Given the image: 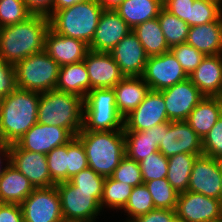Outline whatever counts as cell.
I'll use <instances>...</instances> for the list:
<instances>
[{
	"label": "cell",
	"mask_w": 222,
	"mask_h": 222,
	"mask_svg": "<svg viewBox=\"0 0 222 222\" xmlns=\"http://www.w3.org/2000/svg\"><path fill=\"white\" fill-rule=\"evenodd\" d=\"M50 28L48 17L32 15L26 21L0 28V56L16 64L44 51L45 35Z\"/></svg>",
	"instance_id": "1"
},
{
	"label": "cell",
	"mask_w": 222,
	"mask_h": 222,
	"mask_svg": "<svg viewBox=\"0 0 222 222\" xmlns=\"http://www.w3.org/2000/svg\"><path fill=\"white\" fill-rule=\"evenodd\" d=\"M40 93L16 88L0 100V140L16 143L37 123Z\"/></svg>",
	"instance_id": "2"
},
{
	"label": "cell",
	"mask_w": 222,
	"mask_h": 222,
	"mask_svg": "<svg viewBox=\"0 0 222 222\" xmlns=\"http://www.w3.org/2000/svg\"><path fill=\"white\" fill-rule=\"evenodd\" d=\"M84 98L50 90L40 93L37 122L67 129L74 137L83 128Z\"/></svg>",
	"instance_id": "3"
},
{
	"label": "cell",
	"mask_w": 222,
	"mask_h": 222,
	"mask_svg": "<svg viewBox=\"0 0 222 222\" xmlns=\"http://www.w3.org/2000/svg\"><path fill=\"white\" fill-rule=\"evenodd\" d=\"M83 144L90 169L110 177L125 154L123 131H80L76 136Z\"/></svg>",
	"instance_id": "4"
},
{
	"label": "cell",
	"mask_w": 222,
	"mask_h": 222,
	"mask_svg": "<svg viewBox=\"0 0 222 222\" xmlns=\"http://www.w3.org/2000/svg\"><path fill=\"white\" fill-rule=\"evenodd\" d=\"M104 9L96 0H87L56 11L50 28L57 34L79 39L90 45Z\"/></svg>",
	"instance_id": "5"
},
{
	"label": "cell",
	"mask_w": 222,
	"mask_h": 222,
	"mask_svg": "<svg viewBox=\"0 0 222 222\" xmlns=\"http://www.w3.org/2000/svg\"><path fill=\"white\" fill-rule=\"evenodd\" d=\"M124 118L116 108L113 88L92 89L84 98L81 131H123Z\"/></svg>",
	"instance_id": "6"
},
{
	"label": "cell",
	"mask_w": 222,
	"mask_h": 222,
	"mask_svg": "<svg viewBox=\"0 0 222 222\" xmlns=\"http://www.w3.org/2000/svg\"><path fill=\"white\" fill-rule=\"evenodd\" d=\"M15 69L19 89L42 93L56 88L60 66L45 51L18 61Z\"/></svg>",
	"instance_id": "7"
},
{
	"label": "cell",
	"mask_w": 222,
	"mask_h": 222,
	"mask_svg": "<svg viewBox=\"0 0 222 222\" xmlns=\"http://www.w3.org/2000/svg\"><path fill=\"white\" fill-rule=\"evenodd\" d=\"M63 218L96 221L102 211L95 192L78 190L69 181L56 184Z\"/></svg>",
	"instance_id": "8"
},
{
	"label": "cell",
	"mask_w": 222,
	"mask_h": 222,
	"mask_svg": "<svg viewBox=\"0 0 222 222\" xmlns=\"http://www.w3.org/2000/svg\"><path fill=\"white\" fill-rule=\"evenodd\" d=\"M141 77L153 91H162L189 78L171 51L148 57Z\"/></svg>",
	"instance_id": "9"
},
{
	"label": "cell",
	"mask_w": 222,
	"mask_h": 222,
	"mask_svg": "<svg viewBox=\"0 0 222 222\" xmlns=\"http://www.w3.org/2000/svg\"><path fill=\"white\" fill-rule=\"evenodd\" d=\"M20 207L24 222H60L63 219L56 185L35 188Z\"/></svg>",
	"instance_id": "10"
},
{
	"label": "cell",
	"mask_w": 222,
	"mask_h": 222,
	"mask_svg": "<svg viewBox=\"0 0 222 222\" xmlns=\"http://www.w3.org/2000/svg\"><path fill=\"white\" fill-rule=\"evenodd\" d=\"M175 213L182 222H215L222 219V200L185 191L179 193Z\"/></svg>",
	"instance_id": "11"
},
{
	"label": "cell",
	"mask_w": 222,
	"mask_h": 222,
	"mask_svg": "<svg viewBox=\"0 0 222 222\" xmlns=\"http://www.w3.org/2000/svg\"><path fill=\"white\" fill-rule=\"evenodd\" d=\"M158 148L166 158L180 153L203 155L202 139L186 121L164 122Z\"/></svg>",
	"instance_id": "12"
},
{
	"label": "cell",
	"mask_w": 222,
	"mask_h": 222,
	"mask_svg": "<svg viewBox=\"0 0 222 222\" xmlns=\"http://www.w3.org/2000/svg\"><path fill=\"white\" fill-rule=\"evenodd\" d=\"M187 191L222 200V160L207 155L196 158Z\"/></svg>",
	"instance_id": "13"
},
{
	"label": "cell",
	"mask_w": 222,
	"mask_h": 222,
	"mask_svg": "<svg viewBox=\"0 0 222 222\" xmlns=\"http://www.w3.org/2000/svg\"><path fill=\"white\" fill-rule=\"evenodd\" d=\"M160 92L164 97L169 121H186L205 97L189 78Z\"/></svg>",
	"instance_id": "14"
},
{
	"label": "cell",
	"mask_w": 222,
	"mask_h": 222,
	"mask_svg": "<svg viewBox=\"0 0 222 222\" xmlns=\"http://www.w3.org/2000/svg\"><path fill=\"white\" fill-rule=\"evenodd\" d=\"M10 163L29 179L34 188L56 185L49 174L47 156L43 153L23 150L13 143L10 144Z\"/></svg>",
	"instance_id": "15"
},
{
	"label": "cell",
	"mask_w": 222,
	"mask_h": 222,
	"mask_svg": "<svg viewBox=\"0 0 222 222\" xmlns=\"http://www.w3.org/2000/svg\"><path fill=\"white\" fill-rule=\"evenodd\" d=\"M168 121L163 94L150 90L142 103L124 118L123 131H144Z\"/></svg>",
	"instance_id": "16"
},
{
	"label": "cell",
	"mask_w": 222,
	"mask_h": 222,
	"mask_svg": "<svg viewBox=\"0 0 222 222\" xmlns=\"http://www.w3.org/2000/svg\"><path fill=\"white\" fill-rule=\"evenodd\" d=\"M74 136L65 128L41 123L34 124L16 144L23 150L49 153L67 144Z\"/></svg>",
	"instance_id": "17"
},
{
	"label": "cell",
	"mask_w": 222,
	"mask_h": 222,
	"mask_svg": "<svg viewBox=\"0 0 222 222\" xmlns=\"http://www.w3.org/2000/svg\"><path fill=\"white\" fill-rule=\"evenodd\" d=\"M130 32H132V28L115 10H104L89 45V50L110 52Z\"/></svg>",
	"instance_id": "18"
},
{
	"label": "cell",
	"mask_w": 222,
	"mask_h": 222,
	"mask_svg": "<svg viewBox=\"0 0 222 222\" xmlns=\"http://www.w3.org/2000/svg\"><path fill=\"white\" fill-rule=\"evenodd\" d=\"M83 61L88 71L90 91L114 88L125 77L109 52L89 50Z\"/></svg>",
	"instance_id": "19"
},
{
	"label": "cell",
	"mask_w": 222,
	"mask_h": 222,
	"mask_svg": "<svg viewBox=\"0 0 222 222\" xmlns=\"http://www.w3.org/2000/svg\"><path fill=\"white\" fill-rule=\"evenodd\" d=\"M109 53L126 77L142 76L148 56L133 32L125 36Z\"/></svg>",
	"instance_id": "20"
},
{
	"label": "cell",
	"mask_w": 222,
	"mask_h": 222,
	"mask_svg": "<svg viewBox=\"0 0 222 222\" xmlns=\"http://www.w3.org/2000/svg\"><path fill=\"white\" fill-rule=\"evenodd\" d=\"M44 51L61 67L82 62L89 51V45L82 40L57 34L49 28L45 35Z\"/></svg>",
	"instance_id": "21"
},
{
	"label": "cell",
	"mask_w": 222,
	"mask_h": 222,
	"mask_svg": "<svg viewBox=\"0 0 222 222\" xmlns=\"http://www.w3.org/2000/svg\"><path fill=\"white\" fill-rule=\"evenodd\" d=\"M189 79L204 96L216 97L222 84V54L205 56Z\"/></svg>",
	"instance_id": "22"
},
{
	"label": "cell",
	"mask_w": 222,
	"mask_h": 222,
	"mask_svg": "<svg viewBox=\"0 0 222 222\" xmlns=\"http://www.w3.org/2000/svg\"><path fill=\"white\" fill-rule=\"evenodd\" d=\"M118 113L127 117L151 90L141 76L124 77L114 88Z\"/></svg>",
	"instance_id": "23"
},
{
	"label": "cell",
	"mask_w": 222,
	"mask_h": 222,
	"mask_svg": "<svg viewBox=\"0 0 222 222\" xmlns=\"http://www.w3.org/2000/svg\"><path fill=\"white\" fill-rule=\"evenodd\" d=\"M5 164L0 176V203L21 204L35 188L10 162Z\"/></svg>",
	"instance_id": "24"
},
{
	"label": "cell",
	"mask_w": 222,
	"mask_h": 222,
	"mask_svg": "<svg viewBox=\"0 0 222 222\" xmlns=\"http://www.w3.org/2000/svg\"><path fill=\"white\" fill-rule=\"evenodd\" d=\"M186 42L205 56L222 54V16L217 21L191 26Z\"/></svg>",
	"instance_id": "25"
},
{
	"label": "cell",
	"mask_w": 222,
	"mask_h": 222,
	"mask_svg": "<svg viewBox=\"0 0 222 222\" xmlns=\"http://www.w3.org/2000/svg\"><path fill=\"white\" fill-rule=\"evenodd\" d=\"M222 115V102L205 96L189 114L186 122L203 139Z\"/></svg>",
	"instance_id": "26"
},
{
	"label": "cell",
	"mask_w": 222,
	"mask_h": 222,
	"mask_svg": "<svg viewBox=\"0 0 222 222\" xmlns=\"http://www.w3.org/2000/svg\"><path fill=\"white\" fill-rule=\"evenodd\" d=\"M55 90L85 98L90 92V80L84 61L61 66Z\"/></svg>",
	"instance_id": "27"
},
{
	"label": "cell",
	"mask_w": 222,
	"mask_h": 222,
	"mask_svg": "<svg viewBox=\"0 0 222 222\" xmlns=\"http://www.w3.org/2000/svg\"><path fill=\"white\" fill-rule=\"evenodd\" d=\"M160 0H124L115 11L133 29L138 24L158 17Z\"/></svg>",
	"instance_id": "28"
},
{
	"label": "cell",
	"mask_w": 222,
	"mask_h": 222,
	"mask_svg": "<svg viewBox=\"0 0 222 222\" xmlns=\"http://www.w3.org/2000/svg\"><path fill=\"white\" fill-rule=\"evenodd\" d=\"M132 32L139 39L148 57L158 56L170 51L160 27L158 18L138 24L132 29Z\"/></svg>",
	"instance_id": "29"
},
{
	"label": "cell",
	"mask_w": 222,
	"mask_h": 222,
	"mask_svg": "<svg viewBox=\"0 0 222 222\" xmlns=\"http://www.w3.org/2000/svg\"><path fill=\"white\" fill-rule=\"evenodd\" d=\"M198 156L200 155L180 153L168 158L166 178L178 193L187 191L193 164Z\"/></svg>",
	"instance_id": "30"
},
{
	"label": "cell",
	"mask_w": 222,
	"mask_h": 222,
	"mask_svg": "<svg viewBox=\"0 0 222 222\" xmlns=\"http://www.w3.org/2000/svg\"><path fill=\"white\" fill-rule=\"evenodd\" d=\"M125 135V154L129 159L141 161L148 155L159 151L152 138V128L144 131H123Z\"/></svg>",
	"instance_id": "31"
},
{
	"label": "cell",
	"mask_w": 222,
	"mask_h": 222,
	"mask_svg": "<svg viewBox=\"0 0 222 222\" xmlns=\"http://www.w3.org/2000/svg\"><path fill=\"white\" fill-rule=\"evenodd\" d=\"M132 189L133 186L125 184V182L114 180L111 176L106 177L103 185L102 198L100 200L102 210H104V208L114 209L116 212L121 209L123 210Z\"/></svg>",
	"instance_id": "32"
},
{
	"label": "cell",
	"mask_w": 222,
	"mask_h": 222,
	"mask_svg": "<svg viewBox=\"0 0 222 222\" xmlns=\"http://www.w3.org/2000/svg\"><path fill=\"white\" fill-rule=\"evenodd\" d=\"M157 18L169 48L187 41L190 26L186 22L164 8Z\"/></svg>",
	"instance_id": "33"
},
{
	"label": "cell",
	"mask_w": 222,
	"mask_h": 222,
	"mask_svg": "<svg viewBox=\"0 0 222 222\" xmlns=\"http://www.w3.org/2000/svg\"><path fill=\"white\" fill-rule=\"evenodd\" d=\"M151 194L155 209L175 210L179 193L167 178L155 179L144 183Z\"/></svg>",
	"instance_id": "34"
},
{
	"label": "cell",
	"mask_w": 222,
	"mask_h": 222,
	"mask_svg": "<svg viewBox=\"0 0 222 222\" xmlns=\"http://www.w3.org/2000/svg\"><path fill=\"white\" fill-rule=\"evenodd\" d=\"M222 16V3L216 0H194L190 2L189 26L217 21Z\"/></svg>",
	"instance_id": "35"
},
{
	"label": "cell",
	"mask_w": 222,
	"mask_h": 222,
	"mask_svg": "<svg viewBox=\"0 0 222 222\" xmlns=\"http://www.w3.org/2000/svg\"><path fill=\"white\" fill-rule=\"evenodd\" d=\"M155 209L152 197L145 184L135 186L132 189L130 197L124 207V212L127 213V220L147 214Z\"/></svg>",
	"instance_id": "36"
},
{
	"label": "cell",
	"mask_w": 222,
	"mask_h": 222,
	"mask_svg": "<svg viewBox=\"0 0 222 222\" xmlns=\"http://www.w3.org/2000/svg\"><path fill=\"white\" fill-rule=\"evenodd\" d=\"M143 182L166 178L168 174V158L160 151L154 152L139 161Z\"/></svg>",
	"instance_id": "37"
},
{
	"label": "cell",
	"mask_w": 222,
	"mask_h": 222,
	"mask_svg": "<svg viewBox=\"0 0 222 222\" xmlns=\"http://www.w3.org/2000/svg\"><path fill=\"white\" fill-rule=\"evenodd\" d=\"M105 178L106 177L97 174L93 169L87 167L71 177L69 182L78 187V190L95 192V199L100 203Z\"/></svg>",
	"instance_id": "38"
},
{
	"label": "cell",
	"mask_w": 222,
	"mask_h": 222,
	"mask_svg": "<svg viewBox=\"0 0 222 222\" xmlns=\"http://www.w3.org/2000/svg\"><path fill=\"white\" fill-rule=\"evenodd\" d=\"M30 16L24 0H0V28L24 22Z\"/></svg>",
	"instance_id": "39"
},
{
	"label": "cell",
	"mask_w": 222,
	"mask_h": 222,
	"mask_svg": "<svg viewBox=\"0 0 222 222\" xmlns=\"http://www.w3.org/2000/svg\"><path fill=\"white\" fill-rule=\"evenodd\" d=\"M51 179L57 184L67 181L68 143L46 154Z\"/></svg>",
	"instance_id": "40"
},
{
	"label": "cell",
	"mask_w": 222,
	"mask_h": 222,
	"mask_svg": "<svg viewBox=\"0 0 222 222\" xmlns=\"http://www.w3.org/2000/svg\"><path fill=\"white\" fill-rule=\"evenodd\" d=\"M170 51L188 76L201 64L205 57L203 53L187 42L171 47Z\"/></svg>",
	"instance_id": "41"
},
{
	"label": "cell",
	"mask_w": 222,
	"mask_h": 222,
	"mask_svg": "<svg viewBox=\"0 0 222 222\" xmlns=\"http://www.w3.org/2000/svg\"><path fill=\"white\" fill-rule=\"evenodd\" d=\"M111 177L119 182H125L133 187L144 184L139 162L129 159L126 155L114 169Z\"/></svg>",
	"instance_id": "42"
},
{
	"label": "cell",
	"mask_w": 222,
	"mask_h": 222,
	"mask_svg": "<svg viewBox=\"0 0 222 222\" xmlns=\"http://www.w3.org/2000/svg\"><path fill=\"white\" fill-rule=\"evenodd\" d=\"M87 167H89V165L85 148L77 137H73L68 142L67 181Z\"/></svg>",
	"instance_id": "43"
},
{
	"label": "cell",
	"mask_w": 222,
	"mask_h": 222,
	"mask_svg": "<svg viewBox=\"0 0 222 222\" xmlns=\"http://www.w3.org/2000/svg\"><path fill=\"white\" fill-rule=\"evenodd\" d=\"M203 155L222 160V115L202 139Z\"/></svg>",
	"instance_id": "44"
},
{
	"label": "cell",
	"mask_w": 222,
	"mask_h": 222,
	"mask_svg": "<svg viewBox=\"0 0 222 222\" xmlns=\"http://www.w3.org/2000/svg\"><path fill=\"white\" fill-rule=\"evenodd\" d=\"M16 88L15 65L0 56V100L8 97Z\"/></svg>",
	"instance_id": "45"
},
{
	"label": "cell",
	"mask_w": 222,
	"mask_h": 222,
	"mask_svg": "<svg viewBox=\"0 0 222 222\" xmlns=\"http://www.w3.org/2000/svg\"><path fill=\"white\" fill-rule=\"evenodd\" d=\"M190 2L194 0H168L163 8L189 25Z\"/></svg>",
	"instance_id": "46"
},
{
	"label": "cell",
	"mask_w": 222,
	"mask_h": 222,
	"mask_svg": "<svg viewBox=\"0 0 222 222\" xmlns=\"http://www.w3.org/2000/svg\"><path fill=\"white\" fill-rule=\"evenodd\" d=\"M175 210L154 209L147 214L135 218L134 222H173L176 219Z\"/></svg>",
	"instance_id": "47"
},
{
	"label": "cell",
	"mask_w": 222,
	"mask_h": 222,
	"mask_svg": "<svg viewBox=\"0 0 222 222\" xmlns=\"http://www.w3.org/2000/svg\"><path fill=\"white\" fill-rule=\"evenodd\" d=\"M53 2L54 0H24L32 15H41L48 18L53 15Z\"/></svg>",
	"instance_id": "48"
},
{
	"label": "cell",
	"mask_w": 222,
	"mask_h": 222,
	"mask_svg": "<svg viewBox=\"0 0 222 222\" xmlns=\"http://www.w3.org/2000/svg\"><path fill=\"white\" fill-rule=\"evenodd\" d=\"M0 222H24L20 204L0 203Z\"/></svg>",
	"instance_id": "49"
},
{
	"label": "cell",
	"mask_w": 222,
	"mask_h": 222,
	"mask_svg": "<svg viewBox=\"0 0 222 222\" xmlns=\"http://www.w3.org/2000/svg\"><path fill=\"white\" fill-rule=\"evenodd\" d=\"M4 160L6 161V163L10 162V144L0 140V176L3 174L5 169V164L2 165V163H4L2 161Z\"/></svg>",
	"instance_id": "50"
},
{
	"label": "cell",
	"mask_w": 222,
	"mask_h": 222,
	"mask_svg": "<svg viewBox=\"0 0 222 222\" xmlns=\"http://www.w3.org/2000/svg\"><path fill=\"white\" fill-rule=\"evenodd\" d=\"M87 0H54L53 2V14L61 9H64L66 7H70L74 4L84 2Z\"/></svg>",
	"instance_id": "51"
},
{
	"label": "cell",
	"mask_w": 222,
	"mask_h": 222,
	"mask_svg": "<svg viewBox=\"0 0 222 222\" xmlns=\"http://www.w3.org/2000/svg\"><path fill=\"white\" fill-rule=\"evenodd\" d=\"M104 10H115L124 0H96Z\"/></svg>",
	"instance_id": "52"
},
{
	"label": "cell",
	"mask_w": 222,
	"mask_h": 222,
	"mask_svg": "<svg viewBox=\"0 0 222 222\" xmlns=\"http://www.w3.org/2000/svg\"><path fill=\"white\" fill-rule=\"evenodd\" d=\"M162 137H163V123L152 127V138L154 142L157 143L158 146L162 141Z\"/></svg>",
	"instance_id": "53"
},
{
	"label": "cell",
	"mask_w": 222,
	"mask_h": 222,
	"mask_svg": "<svg viewBox=\"0 0 222 222\" xmlns=\"http://www.w3.org/2000/svg\"><path fill=\"white\" fill-rule=\"evenodd\" d=\"M60 222H95V221L82 220V219L63 218Z\"/></svg>",
	"instance_id": "54"
},
{
	"label": "cell",
	"mask_w": 222,
	"mask_h": 222,
	"mask_svg": "<svg viewBox=\"0 0 222 222\" xmlns=\"http://www.w3.org/2000/svg\"><path fill=\"white\" fill-rule=\"evenodd\" d=\"M216 97L222 102V84H221L220 91L218 92V95Z\"/></svg>",
	"instance_id": "55"
},
{
	"label": "cell",
	"mask_w": 222,
	"mask_h": 222,
	"mask_svg": "<svg viewBox=\"0 0 222 222\" xmlns=\"http://www.w3.org/2000/svg\"><path fill=\"white\" fill-rule=\"evenodd\" d=\"M166 1H168V0H160V2H161L162 4H164Z\"/></svg>",
	"instance_id": "56"
},
{
	"label": "cell",
	"mask_w": 222,
	"mask_h": 222,
	"mask_svg": "<svg viewBox=\"0 0 222 222\" xmlns=\"http://www.w3.org/2000/svg\"><path fill=\"white\" fill-rule=\"evenodd\" d=\"M173 222H182L181 220H178L177 218Z\"/></svg>",
	"instance_id": "57"
},
{
	"label": "cell",
	"mask_w": 222,
	"mask_h": 222,
	"mask_svg": "<svg viewBox=\"0 0 222 222\" xmlns=\"http://www.w3.org/2000/svg\"><path fill=\"white\" fill-rule=\"evenodd\" d=\"M125 222H134L133 220H125Z\"/></svg>",
	"instance_id": "58"
}]
</instances>
